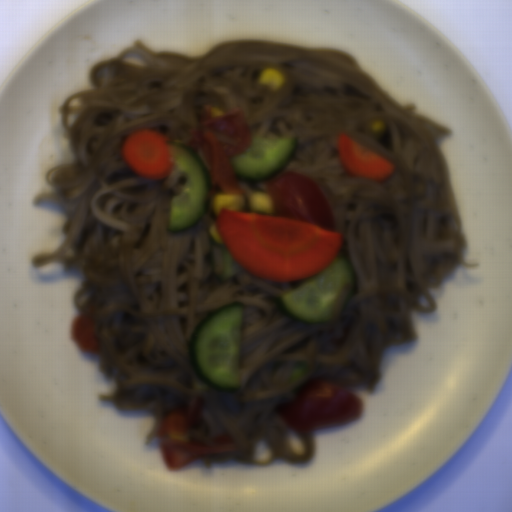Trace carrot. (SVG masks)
Segmentation results:
<instances>
[{
  "instance_id": "b8716197",
  "label": "carrot",
  "mask_w": 512,
  "mask_h": 512,
  "mask_svg": "<svg viewBox=\"0 0 512 512\" xmlns=\"http://www.w3.org/2000/svg\"><path fill=\"white\" fill-rule=\"evenodd\" d=\"M218 239L252 277L284 283L305 279L335 261L344 235L318 224L221 208Z\"/></svg>"
},
{
  "instance_id": "cead05ca",
  "label": "carrot",
  "mask_w": 512,
  "mask_h": 512,
  "mask_svg": "<svg viewBox=\"0 0 512 512\" xmlns=\"http://www.w3.org/2000/svg\"><path fill=\"white\" fill-rule=\"evenodd\" d=\"M168 142L161 133L139 127L124 140L120 149L121 162L142 178L162 180L169 175L173 165Z\"/></svg>"
},
{
  "instance_id": "1c9b5961",
  "label": "carrot",
  "mask_w": 512,
  "mask_h": 512,
  "mask_svg": "<svg viewBox=\"0 0 512 512\" xmlns=\"http://www.w3.org/2000/svg\"><path fill=\"white\" fill-rule=\"evenodd\" d=\"M339 163L348 177L387 180L396 165L384 155L354 141L342 131L337 135Z\"/></svg>"
}]
</instances>
